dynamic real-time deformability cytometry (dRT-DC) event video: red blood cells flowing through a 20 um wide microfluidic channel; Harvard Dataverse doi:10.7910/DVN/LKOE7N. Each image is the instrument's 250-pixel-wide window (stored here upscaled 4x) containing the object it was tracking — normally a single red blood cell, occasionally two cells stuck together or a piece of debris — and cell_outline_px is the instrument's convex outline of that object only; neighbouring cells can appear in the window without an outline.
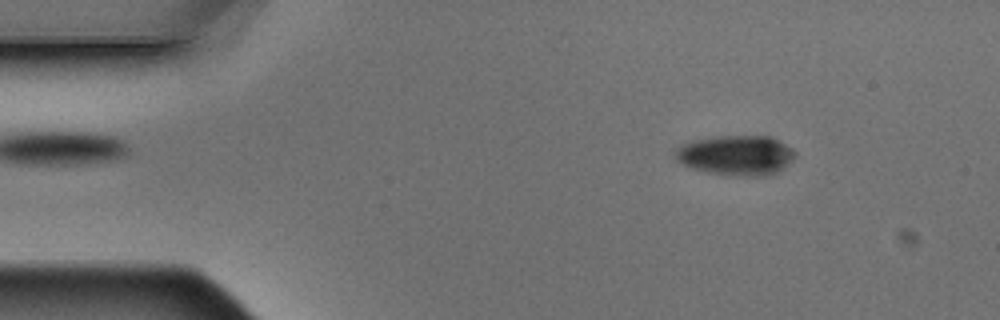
{"species": "Egyptian fruit bat (a non-hibernating species)", "species_latin": "Rousettus aegyptiacus", "temperature_condition": "warm", "stored_images_in_passage": 4, "camera_frame_rate_fps": 3000, "um_per_image_px": 0.085, "animal": {"sex": "male"}, "frame": {"image": 1, "passage_image": 2, "time_ms": 0.333, "image_size_px": [1000, 320], "cell_outline_px": [[796, 156], [780, 172], [764, 176], [736, 176], [708, 172], [692, 168], [680, 164], [676, 160], [676, 148], [688, 140], [716, 136], [772, 136], [792, 148], [796, 152]], "centroid_in_image_um": [62.57, 13.19], "position_along_channel_um": 22.4, "area_um2": 28.32}}